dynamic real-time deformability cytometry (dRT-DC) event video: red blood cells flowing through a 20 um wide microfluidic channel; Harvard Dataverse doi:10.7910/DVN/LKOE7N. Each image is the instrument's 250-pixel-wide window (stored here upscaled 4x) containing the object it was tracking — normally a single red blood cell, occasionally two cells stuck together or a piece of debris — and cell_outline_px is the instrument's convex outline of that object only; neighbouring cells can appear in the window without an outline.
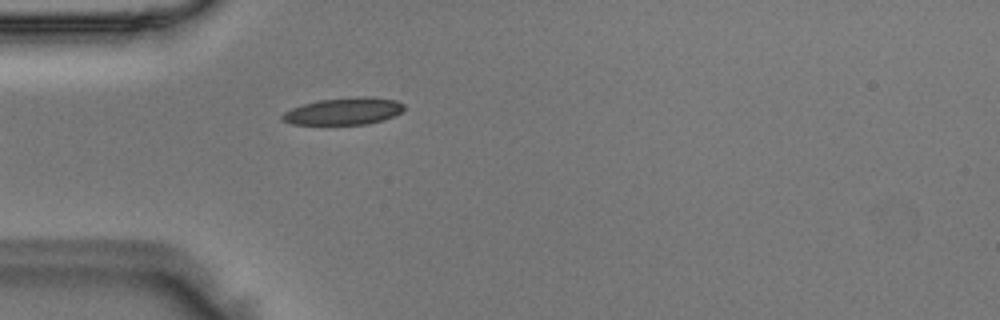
{"species": "Egyptian fruit bat (a non-hibernating species)", "species_latin": "Rousettus aegyptiacus", "temperature_condition": "room temperature", "stored_images_in_passage": 11, "camera_frame_rate_fps": 3000, "um_per_image_px": 0.085, "animal": {"sex": "male"}, "frame": {"image": 1, "passage_image": 1, "time_ms": 0.0, "image_size_px": [1000, 320], "cell_outline_px": [[404, 108], [400, 112], [384, 120], [364, 124], [292, 124], [284, 120], [280, 116], [284, 112], [292, 108], [304, 104], [320, 100], [360, 96], [396, 100], [404, 104]], "centroid_in_image_um": [29.22, 9.45], "position_along_channel_um": 55.8, "area_um2": 18.84}}